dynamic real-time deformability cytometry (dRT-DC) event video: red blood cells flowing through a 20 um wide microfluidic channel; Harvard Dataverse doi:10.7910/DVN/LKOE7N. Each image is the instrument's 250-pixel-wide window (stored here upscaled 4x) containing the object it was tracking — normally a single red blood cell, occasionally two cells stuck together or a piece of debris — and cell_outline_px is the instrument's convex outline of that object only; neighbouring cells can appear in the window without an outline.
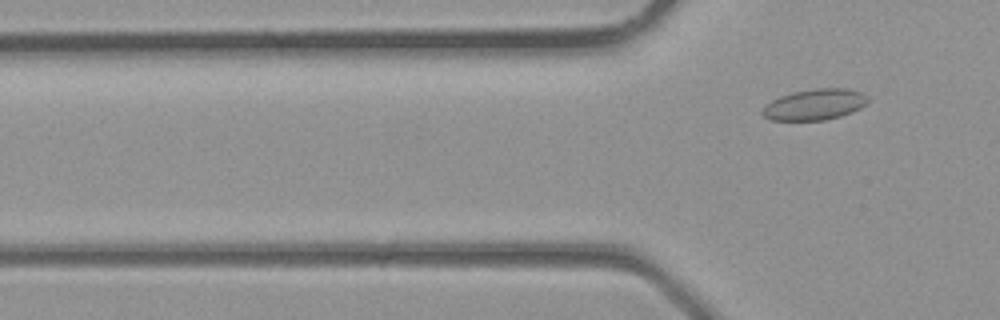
{"species": "common noctule bat (a hibernating species)", "species_latin": "Nyctalus noctula", "temperature_condition": "room temperature", "stored_images_in_passage": 5, "camera_frame_rate_fps": 3000, "um_per_image_px": 0.085, "animal": {"sex": "male", "body_mass_g": 23.1, "forearm_length_mm": 52.7}, "frame": {"image": 1, "passage_image": 5, "time_ms": 1.333, "image_size_px": [1000, 320], "cell_outline_px": [[868, 100], [860, 108], [852, 112], [840, 116], [824, 120], [772, 120], [764, 116], [760, 112], [764, 104], [780, 96], [792, 92], [816, 88], [848, 88], [860, 92], [868, 96]], "centroid_in_image_um": [69.22, 8.88], "position_along_channel_um": 56.6, "area_um2": 19.07}}